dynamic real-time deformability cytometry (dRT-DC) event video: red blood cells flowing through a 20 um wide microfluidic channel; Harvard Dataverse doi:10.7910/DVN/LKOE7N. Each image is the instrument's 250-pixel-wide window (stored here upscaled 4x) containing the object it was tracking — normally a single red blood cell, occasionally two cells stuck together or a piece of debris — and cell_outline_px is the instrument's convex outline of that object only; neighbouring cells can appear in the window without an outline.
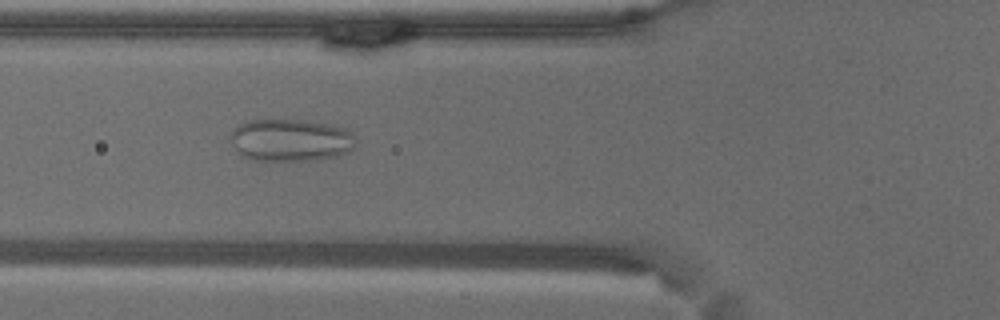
{"species": "common noctule bat (a hibernating species)", "species_latin": "Nyctalus noctula", "temperature_condition": "warm", "stored_images_in_passage": 57, "camera_frame_rate_fps": 3000, "um_per_image_px": 0.085, "animal": {"sex": "male", "body_mass_g": 18.8}, "frame": {"image": 1, "passage_image": 21, "time_ms": 6.667, "image_size_px": [1000, 320], "cell_outline_px": [[356, 148], [340, 156], [312, 160], [252, 160], [236, 152], [232, 144], [232, 132], [240, 124], [248, 120], [296, 120], [332, 124], [348, 128], [356, 140]], "centroid_in_image_um": [24.77, 11.92], "position_along_channel_um": 101.0, "area_um2": 31.1}}
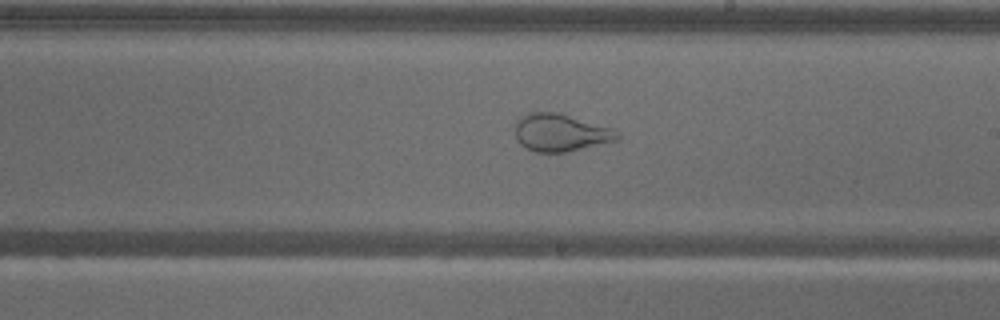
{"frame": {"image": 2, "passage_image": 33, "time_ms": 10.667, "image_size_px": [1000, 320], "cell_outline_px": [[620, 136], [616, 140], [564, 152], [536, 152], [520, 144], [516, 136], [516, 120], [520, 116], [532, 112], [556, 112], [612, 128], [620, 132]], "centroid_in_image_um": [47.63, 11.26], "position_along_channel_um": 241.4, "area_um2": 21.96}}
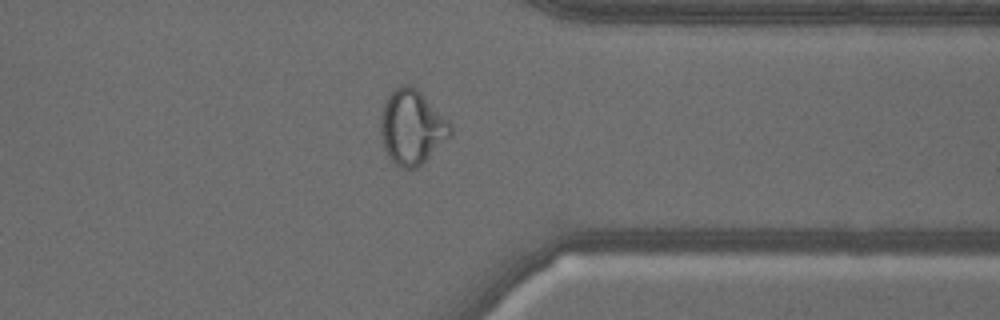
{"frame": {"image": 3, "passage_image": 45, "time_ms": 14.667, "image_size_px": [1000, 320], "cell_outline_px": [[452, 136], [416, 168], [400, 168], [392, 164], [384, 148], [380, 132], [380, 116], [384, 104], [388, 96], [400, 84], [408, 84], [416, 88], [452, 124]], "centroid_in_image_um": [35.0, 10.83], "position_along_channel_um": 376.4, "area_um2": 30.35}}